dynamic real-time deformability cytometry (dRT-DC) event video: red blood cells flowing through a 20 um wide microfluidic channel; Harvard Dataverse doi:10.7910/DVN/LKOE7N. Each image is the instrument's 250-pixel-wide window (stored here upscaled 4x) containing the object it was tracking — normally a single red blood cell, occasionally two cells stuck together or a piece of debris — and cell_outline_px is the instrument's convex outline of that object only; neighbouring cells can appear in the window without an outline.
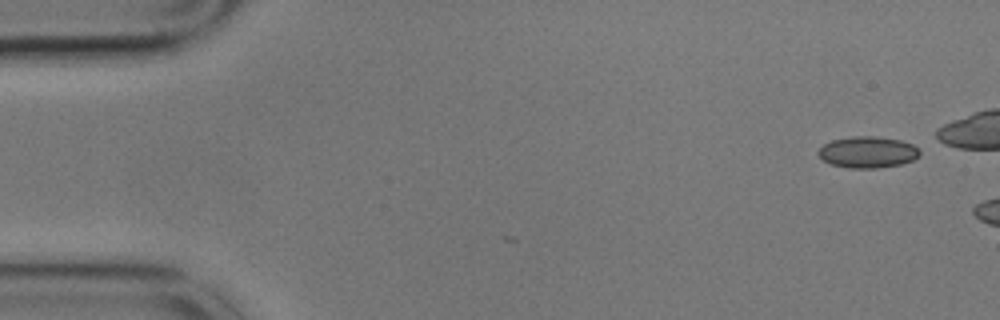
{"species": "common noctule bat (a hibernating species)", "species_latin": "Nyctalus noctula", "temperature_condition": "cold", "stored_images_in_passage": 2, "camera_frame_rate_fps": 3000, "um_per_image_px": 0.085, "animal": {"sex": "male", "body_mass_g": 17.9}, "frame": {"image": 1, "passage_image": 2, "time_ms": 0.333, "image_size_px": [1000, 320], "cell_outline_px": [[920, 156], [912, 160], [900, 164], [876, 168], [852, 168], [832, 164], [824, 160], [816, 152], [824, 144], [832, 140], [852, 136], [876, 136], [900, 140], [912, 144], [920, 152]], "centroid_in_image_um": [73.75, 12.92], "position_along_channel_um": 11.2, "area_um2": 18.38}}